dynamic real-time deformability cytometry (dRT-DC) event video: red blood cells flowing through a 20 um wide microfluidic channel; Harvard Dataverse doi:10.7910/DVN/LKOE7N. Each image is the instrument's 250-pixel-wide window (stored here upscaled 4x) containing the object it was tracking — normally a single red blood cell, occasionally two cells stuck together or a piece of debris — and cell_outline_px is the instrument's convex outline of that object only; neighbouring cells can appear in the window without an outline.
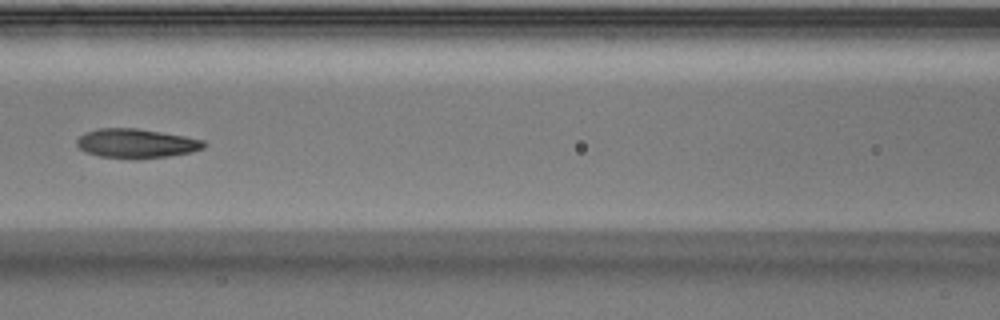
{"species": "Egyptian fruit bat (a non-hibernating species)", "species_latin": "Rousettus aegyptiacus", "temperature_condition": "warm", "stored_images_in_passage": 6, "camera_frame_rate_fps": 3000, "um_per_image_px": 0.085, "animal": {"sex": "male"}, "frame": {"image": 1, "passage_image": 5, "time_ms": 1.333, "image_size_px": [1000, 320], "cell_outline_px": [[208, 144], [204, 148], [192, 152], [168, 156], [136, 160], [132, 160], [100, 156], [88, 152], [80, 148], [76, 144], [76, 140], [84, 132], [100, 128], [136, 128], [184, 136], [204, 140]], "centroid_in_image_um": [11.6, 12.2], "position_along_channel_um": 155.0, "area_um2": 21.85}}
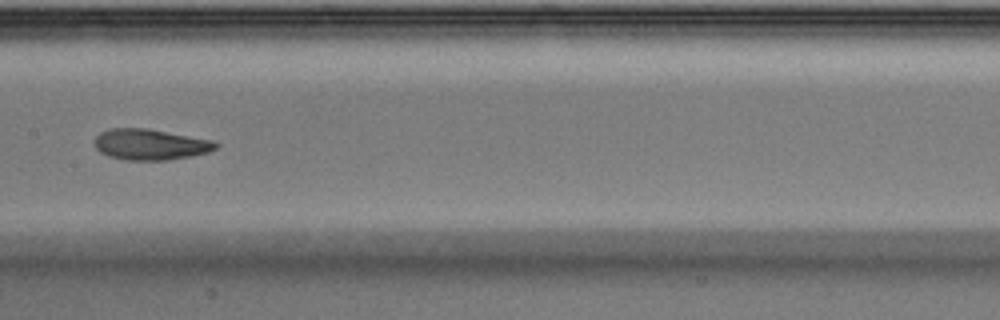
{"frame": {"image": 2, "passage_image": 6, "time_ms": 1.667, "image_size_px": [1000, 320], "cell_outline_px": [[220, 144], [216, 148], [208, 152], [192, 156], [168, 160], [124, 160], [108, 156], [100, 152], [96, 148], [96, 136], [100, 132], [108, 128], [144, 128], [212, 140]], "centroid_in_image_um": [12.76, 12.29], "position_along_channel_um": 194.6, "area_um2": 21.73}}